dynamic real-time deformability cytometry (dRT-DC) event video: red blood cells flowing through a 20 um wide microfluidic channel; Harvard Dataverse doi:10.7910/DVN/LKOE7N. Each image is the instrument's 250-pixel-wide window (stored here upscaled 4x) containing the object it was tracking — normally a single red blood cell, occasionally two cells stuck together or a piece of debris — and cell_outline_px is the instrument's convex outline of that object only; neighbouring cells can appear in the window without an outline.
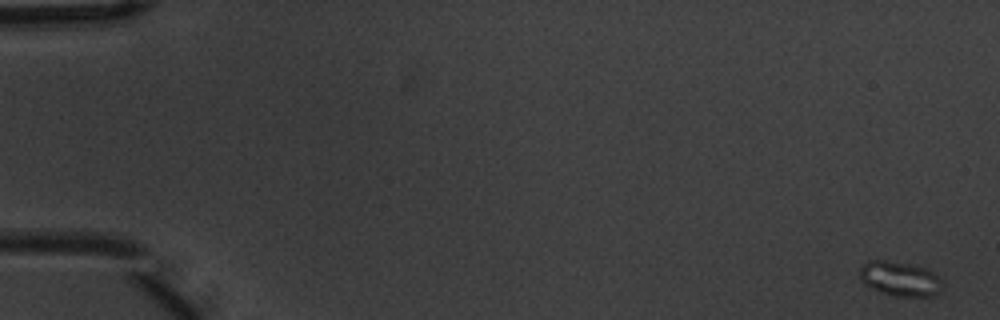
{"species": "common noctule bat (a hibernating species)", "species_latin": "Nyctalus noctula", "temperature_condition": "warm", "stored_images_in_passage": 4, "camera_frame_rate_fps": 3000, "um_per_image_px": 0.085, "animal": {"sex": "male", "body_mass_g": 20.1, "forearm_length_mm": 53.5}, "frame": {"image": 1, "passage_image": 1, "time_ms": 0.0, "image_size_px": [1000, 320], "cell_outline_px": [[944, 288], [936, 296], [896, 296], [880, 292], [864, 284], [860, 276], [860, 268], [868, 260], [884, 260], [916, 264], [932, 272], [944, 284]], "centroid_in_image_um": [76.52, 23.69], "position_along_channel_um": 8.5, "area_um2": 16.82}}